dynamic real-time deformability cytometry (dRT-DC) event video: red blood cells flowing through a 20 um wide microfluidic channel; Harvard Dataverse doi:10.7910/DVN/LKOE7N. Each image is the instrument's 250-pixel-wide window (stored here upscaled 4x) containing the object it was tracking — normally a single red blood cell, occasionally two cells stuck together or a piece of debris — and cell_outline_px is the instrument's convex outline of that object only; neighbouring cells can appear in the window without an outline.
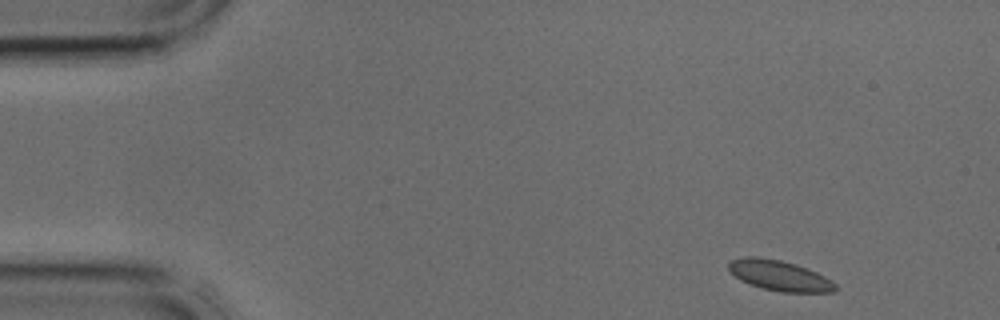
{"species": "common noctule bat (a hibernating species)", "species_latin": "Nyctalus noctula", "temperature_condition": "cold", "stored_images_in_passage": 4, "camera_frame_rate_fps": 3000, "um_per_image_px": 0.085, "animal": {"sex": "male", "body_mass_g": 17.9, "forearm_length_mm": 54.2}, "frame": {"image": 1, "passage_image": 1, "time_ms": 0.0, "image_size_px": [1000, 320], "cell_outline_px": [[840, 288], [836, 292], [780, 292], [748, 284], [740, 280], [728, 268], [728, 264], [732, 260], [748, 256], [756, 256], [780, 260], [796, 264], [816, 272], [832, 280]], "centroid_in_image_um": [66.3, 23.43], "position_along_channel_um": 18.7, "area_um2": 18.9}}
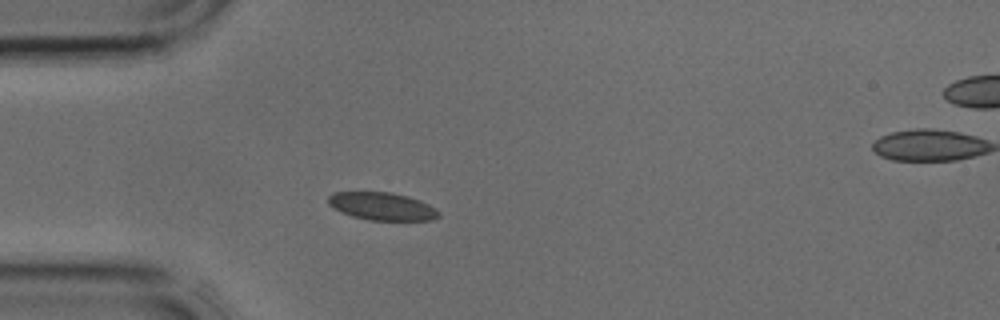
{"frame": {"image": 2, "passage_image": 3, "time_ms": 0.667, "image_size_px": [1000, 320], "cell_outline_px": [[440, 216], [432, 220], [368, 220], [352, 216], [340, 212], [328, 204], [328, 196], [332, 192], [392, 192], [408, 196], [420, 200], [436, 208], [440, 212]], "centroid_in_image_um": [32.48, 17.53], "position_along_channel_um": 52.5, "area_um2": 18.03}}